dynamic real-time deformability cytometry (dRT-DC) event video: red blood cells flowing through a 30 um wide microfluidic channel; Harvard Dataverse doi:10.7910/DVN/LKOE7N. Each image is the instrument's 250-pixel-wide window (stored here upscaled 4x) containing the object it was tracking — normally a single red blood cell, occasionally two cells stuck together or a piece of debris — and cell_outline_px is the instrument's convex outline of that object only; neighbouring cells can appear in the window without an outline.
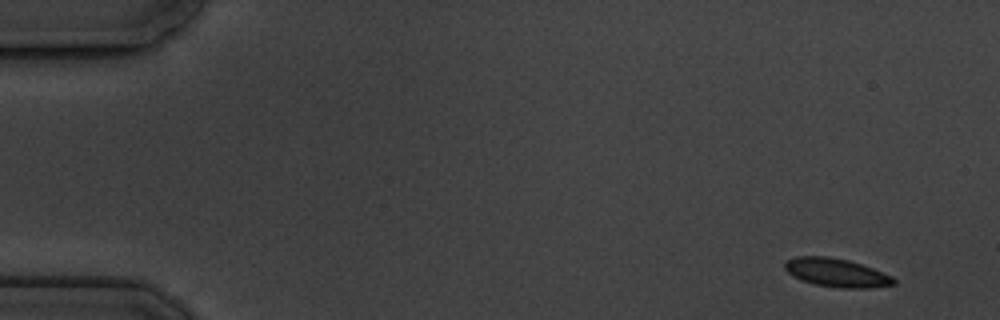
{"species": "common noctule bat (a hibernating species)", "species_latin": "Nyctalus noctula", "temperature_condition": "cold", "stored_images_in_passage": 3, "camera_frame_rate_fps": 3000, "um_per_image_px": 0.085, "animal": {"sex": "male", "body_mass_g": 19.5, "forearm_length_mm": 54.6}, "frame": {"image": 1, "passage_image": 1, "time_ms": 0.0, "image_size_px": [1000, 320], "cell_outline_px": [[896, 284], [872, 288], [840, 288], [816, 284], [800, 280], [792, 276], [784, 268], [784, 260], [796, 256], [828, 256], [848, 260], [872, 268], [892, 276], [896, 280]], "centroid_in_image_um": [71.08, 23.17], "position_along_channel_um": 13.9, "area_um2": 18.21}}